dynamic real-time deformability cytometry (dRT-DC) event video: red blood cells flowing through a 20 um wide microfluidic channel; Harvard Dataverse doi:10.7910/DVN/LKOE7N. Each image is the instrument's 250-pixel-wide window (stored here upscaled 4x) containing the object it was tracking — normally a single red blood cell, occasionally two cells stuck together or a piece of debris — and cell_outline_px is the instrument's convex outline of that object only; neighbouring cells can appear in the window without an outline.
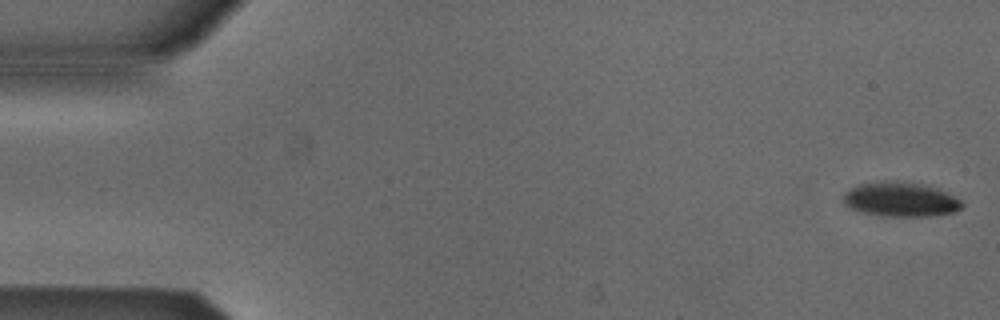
{"species": "Egyptian fruit bat (a non-hibernating species)", "species_latin": "Rousettus aegyptiacus", "temperature_condition": "cold", "stored_images_in_passage": 53, "camera_frame_rate_fps": 3000, "um_per_image_px": 0.085, "animal": {"sex": "male"}, "frame": {"image": 1, "passage_image": 1, "time_ms": 0.0, "image_size_px": [1000, 320], "cell_outline_px": [[964, 208], [956, 212], [932, 216], [884, 216], [864, 212], [852, 208], [844, 204], [844, 192], [848, 188], [856, 184], [876, 180], [896, 180], [924, 184], [936, 188], [956, 196], [964, 204]], "centroid_in_image_um": [76.56, 16.92], "position_along_channel_um": 8.4, "area_um2": 24.39}}
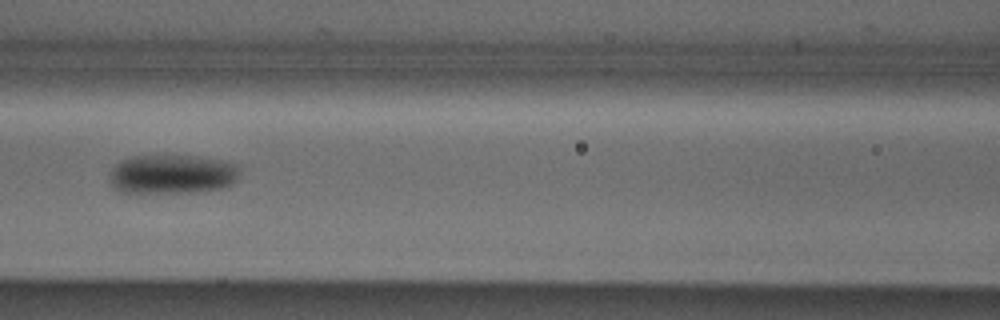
{"frame": {"image": 2, "passage_image": 23, "time_ms": 7.333, "image_size_px": [1000, 320], "cell_outline_px": [[236, 180], [232, 184], [220, 188], [196, 192], [120, 192], [112, 188], [108, 180], [108, 172], [120, 160], [132, 156], [196, 156], [220, 160], [236, 164]], "centroid_in_image_um": [14.53, 14.81], "position_along_channel_um": 152.1, "area_um2": 29.71}}
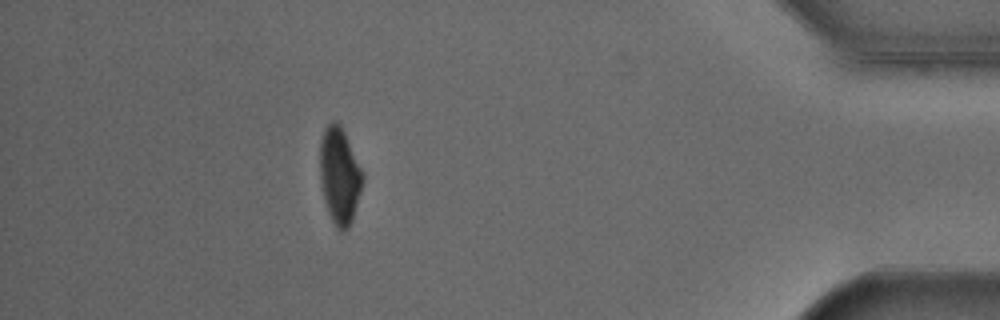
{"frame": {"image": 3, "passage_image": 47, "time_ms": 15.333, "image_size_px": [1000, 320], "cell_outline_px": [[364, 180], [352, 220], [348, 228], [344, 232], [340, 232], [336, 228], [328, 212], [324, 200], [320, 180], [320, 140], [324, 128], [328, 124], [336, 120], [340, 124], [364, 172]], "centroid_in_image_um": [28.87, 14.94], "position_along_channel_um": 406.3, "area_um2": 24.22}, "authors_computed_cell_mechanics": {"area_um2": 26.4724, "velocity_mm_per_s": 3.8502, "shape_relaxation_time_tau1_ms": 3.6275, "shape_relaxation_time_tau2_ms": null, "deformation_change_tau1": 0.126, "deformation_change_tau2": null}}